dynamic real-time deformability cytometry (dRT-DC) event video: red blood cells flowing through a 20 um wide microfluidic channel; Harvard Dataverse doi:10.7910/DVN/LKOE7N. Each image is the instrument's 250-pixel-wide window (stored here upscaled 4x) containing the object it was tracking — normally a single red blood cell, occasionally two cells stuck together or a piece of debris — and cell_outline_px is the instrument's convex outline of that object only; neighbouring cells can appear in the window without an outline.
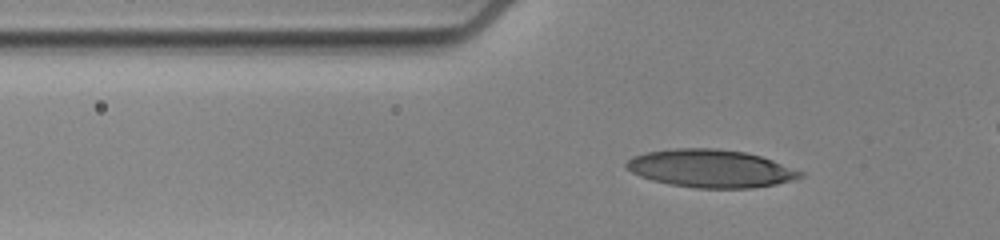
{"species": "human", "species_latin": "Homo sapiens", "temperature_condition": "cold", "stored_images_in_passage": 55, "camera_frame_rate_fps": 3000, "um_per_image_px": 0.085, "donor": {"sex": "female"}, "frame": {"image": 1, "passage_image": 23, "time_ms": 7.333, "image_size_px": [1000, 240], "cell_outline_px": [[804, 176], [792, 180], [776, 184], [752, 188], [696, 188], [668, 184], [652, 180], [640, 176], [624, 168], [624, 164], [632, 156], [648, 152], [676, 148], [716, 148], [748, 152], [772, 160], [804, 172]], "centroid_in_image_um": [60.39, 14.32], "position_along_channel_um": 65.4, "area_um2": 38.49}}
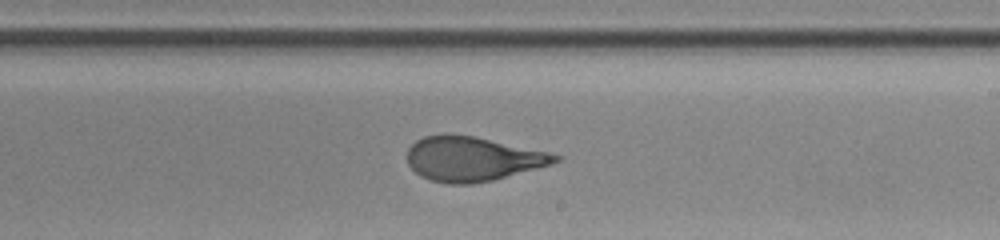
{"frame": {"image": 2, "passage_image": 40, "time_ms": 13.0, "image_size_px": [1000, 240], "cell_outline_px": [[564, 156], [560, 160], [552, 164], [492, 180], [472, 184], [444, 184], [428, 180], [420, 176], [408, 164], [408, 148], [416, 140], [424, 136], [444, 132], [448, 132], [472, 136], [548, 152]], "centroid_in_image_um": [40.12, 13.5], "position_along_channel_um": 248.9, "area_um2": 38.49}}
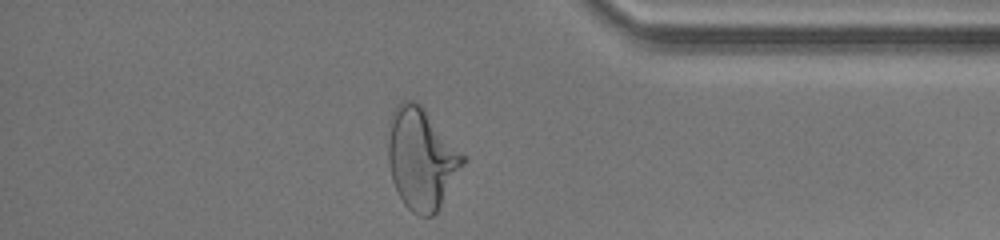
{"frame": {"image": 3, "passage_image": 54, "time_ms": 17.667, "image_size_px": [1000, 240], "cell_outline_px": [[468, 160], [436, 212], [432, 216], [420, 216], [412, 212], [404, 204], [392, 180], [388, 160], [388, 120], [396, 104], [400, 100], [416, 100], [424, 108], [468, 156]], "centroid_in_image_um": [35.84, 13.43], "position_along_channel_um": 399.4, "area_um2": 44.91}, "authors_computed_cell_mechanics": {"area_um2": 38.2636, "velocity_mm_per_s": 3.4422, "shape_relaxation_time_tau1_ms": 4.5159, "shape_relaxation_time_tau2_ms": 0.873, "deformation_change_tau1": 0.2238, "deformation_change_tau2": 0.0924}}